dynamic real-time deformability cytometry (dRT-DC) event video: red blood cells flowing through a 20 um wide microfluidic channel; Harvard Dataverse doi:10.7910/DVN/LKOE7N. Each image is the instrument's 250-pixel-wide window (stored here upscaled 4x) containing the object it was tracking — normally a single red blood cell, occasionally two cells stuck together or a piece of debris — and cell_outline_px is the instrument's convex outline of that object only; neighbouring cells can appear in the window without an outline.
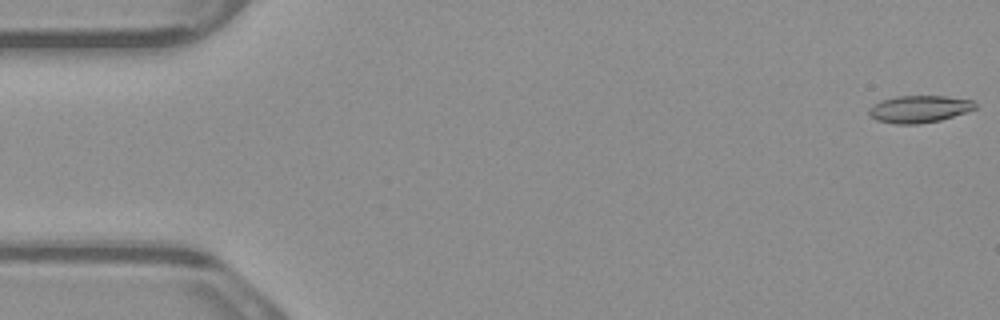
{"species": "common noctule bat (a hibernating species)", "species_latin": "Nyctalus noctula", "temperature_condition": "warm", "stored_images_in_passage": 4, "camera_frame_rate_fps": 3000, "um_per_image_px": 0.085, "animal": {"sex": "male", "body_mass_g": 23.1, "forearm_length_mm": 52.7}, "frame": {"image": 1, "passage_image": 1, "time_ms": 0.0, "image_size_px": [1000, 320], "cell_outline_px": [[976, 108], [940, 120], [916, 124], [896, 124], [876, 120], [868, 112], [868, 108], [872, 104], [880, 100], [896, 96], [944, 96], [972, 100], [976, 104]], "centroid_in_image_um": [78.08, 9.26], "position_along_channel_um": 6.9, "area_um2": 16.7}}
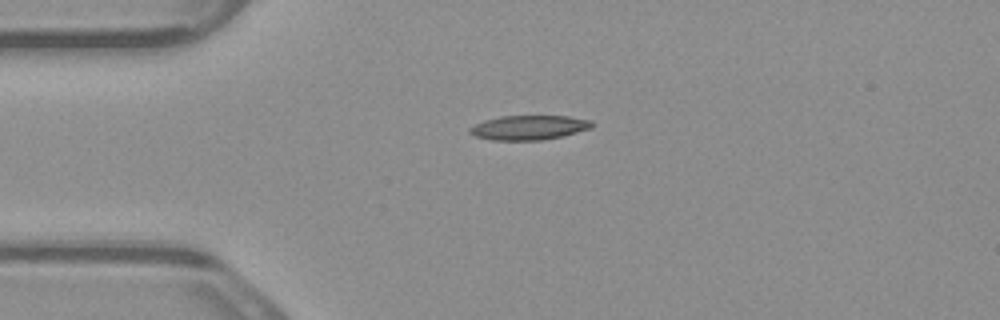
{"frame": {"image": 2, "passage_image": 4, "time_ms": 1.0, "image_size_px": [1000, 320], "cell_outline_px": [[592, 128], [564, 136], [540, 140], [492, 140], [476, 136], [468, 132], [468, 128], [484, 120], [500, 116], [568, 116], [592, 120]], "centroid_in_image_um": [44.97, 10.84], "position_along_channel_um": 40.0, "area_um2": 17.46}}